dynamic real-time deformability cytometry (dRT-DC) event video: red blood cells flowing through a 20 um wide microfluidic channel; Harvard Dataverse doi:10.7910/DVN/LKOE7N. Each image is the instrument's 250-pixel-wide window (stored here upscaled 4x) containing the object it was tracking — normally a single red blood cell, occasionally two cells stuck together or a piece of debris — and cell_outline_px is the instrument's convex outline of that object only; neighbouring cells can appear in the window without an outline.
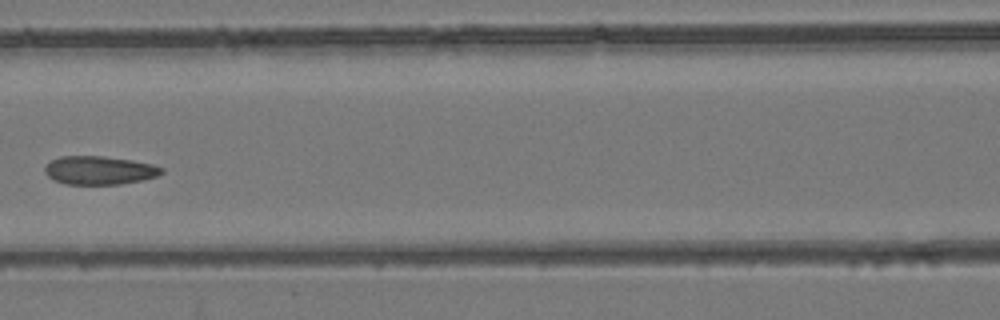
{"species": "common noctule bat (a hibernating species)", "species_latin": "Nyctalus noctula", "temperature_condition": "room temperature", "stored_images_in_passage": 7, "camera_frame_rate_fps": 3000, "um_per_image_px": 0.085, "animal": {"sex": "female", "body_mass_g": 24.6, "forearm_length_mm": 56.2}, "frame": {"image": 1, "passage_image": 6, "time_ms": 1.667, "image_size_px": [1000, 320], "cell_outline_px": [[164, 172], [156, 176], [144, 180], [120, 184], [64, 184], [52, 180], [44, 172], [44, 168], [52, 160], [60, 156], [104, 156], [132, 160], [152, 164], [164, 168]], "centroid_in_image_um": [8.45, 14.48], "position_along_channel_um": 158.2, "area_um2": 19.48}}
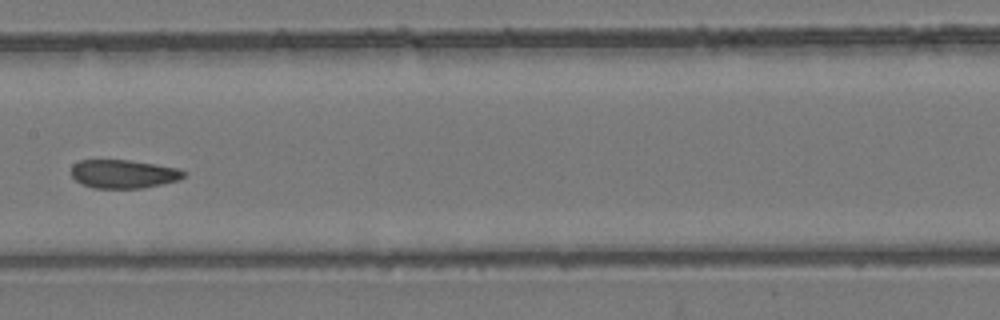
{"frame": {"image": 2, "passage_image": 7, "time_ms": 2.0, "image_size_px": [1000, 320], "cell_outline_px": [[188, 172], [180, 180], [144, 188], [92, 188], [76, 180], [72, 176], [72, 164], [80, 160], [128, 160], [156, 164], [180, 168]], "centroid_in_image_um": [10.55, 14.78], "position_along_channel_um": 196.9, "area_um2": 18.84}}